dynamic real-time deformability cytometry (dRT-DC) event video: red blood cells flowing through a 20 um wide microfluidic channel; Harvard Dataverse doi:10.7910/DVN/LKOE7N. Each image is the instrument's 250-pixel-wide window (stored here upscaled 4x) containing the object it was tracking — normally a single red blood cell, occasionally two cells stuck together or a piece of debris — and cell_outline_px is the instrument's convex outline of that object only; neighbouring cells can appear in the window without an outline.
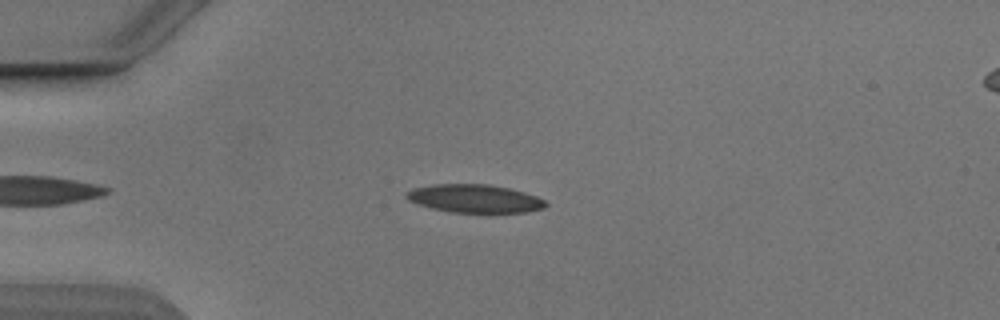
{"species": "Egyptian fruit bat (a non-hibernating species)", "species_latin": "Rousettus aegyptiacus", "temperature_condition": "cold", "stored_images_in_passage": 48, "camera_frame_rate_fps": 3000, "um_per_image_px": 0.085, "animal": {"sex": "male"}, "frame": {"image": 1, "passage_image": 9, "time_ms": 2.667, "image_size_px": [1000, 320], "cell_outline_px": [[548, 204], [544, 208], [528, 212], [452, 212], [432, 208], [408, 200], [404, 196], [408, 192], [416, 188], [432, 184], [488, 184], [508, 188], [524, 192], [536, 196], [544, 200]], "centroid_in_image_um": [40.37, 16.87], "position_along_channel_um": 44.6, "area_um2": 22.6}}
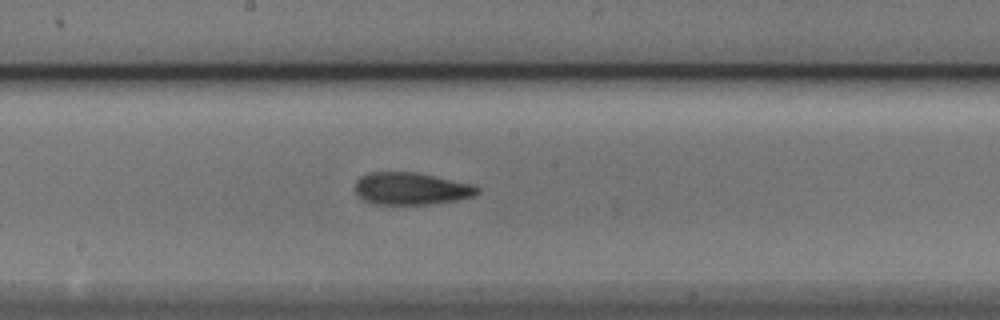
{"frame": {"image": 2, "passage_image": 24, "time_ms": 7.667, "image_size_px": [1000, 320], "cell_outline_px": [[480, 192], [472, 196], [456, 200], [428, 204], [372, 204], [364, 200], [356, 192], [356, 180], [360, 176], [368, 172], [416, 172], [472, 184], [480, 188]], "centroid_in_image_um": [34.93, 16.02], "position_along_channel_um": 213.3, "area_um2": 22.89}}
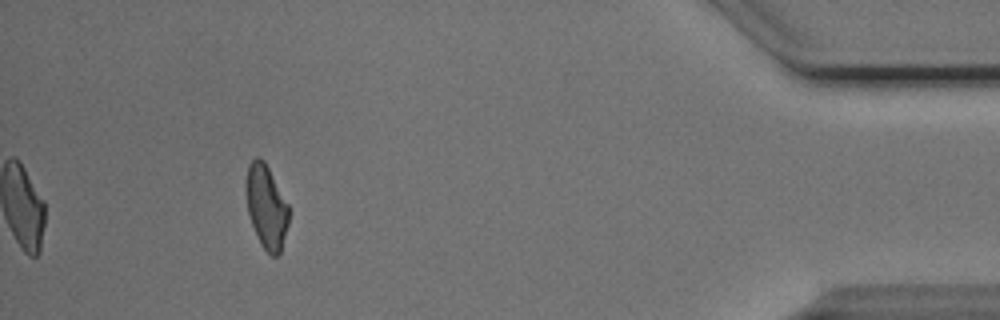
{"frame": {"image": 3, "passage_image": 44, "time_ms": 14.333, "image_size_px": [1000, 320], "cell_outline_px": [[288, 224], [280, 252], [276, 256], [272, 256], [260, 244], [256, 236], [248, 212], [244, 188], [244, 184], [248, 164], [256, 156], [260, 156], [264, 160], [288, 204]], "centroid_in_image_um": [22.6, 17.53], "position_along_channel_um": 412.6, "area_um2": 20.92}, "authors_computed_cell_mechanics": {"area_um2": 22.3686, "velocity_mm_per_s": 3.8633, "shape_relaxation_time_tau1_ms": 7.0294, "shape_relaxation_time_tau2_ms": 3.4212, "deformation_change_tau1": 0.1734, "deformation_change_tau2": 0.1108}}